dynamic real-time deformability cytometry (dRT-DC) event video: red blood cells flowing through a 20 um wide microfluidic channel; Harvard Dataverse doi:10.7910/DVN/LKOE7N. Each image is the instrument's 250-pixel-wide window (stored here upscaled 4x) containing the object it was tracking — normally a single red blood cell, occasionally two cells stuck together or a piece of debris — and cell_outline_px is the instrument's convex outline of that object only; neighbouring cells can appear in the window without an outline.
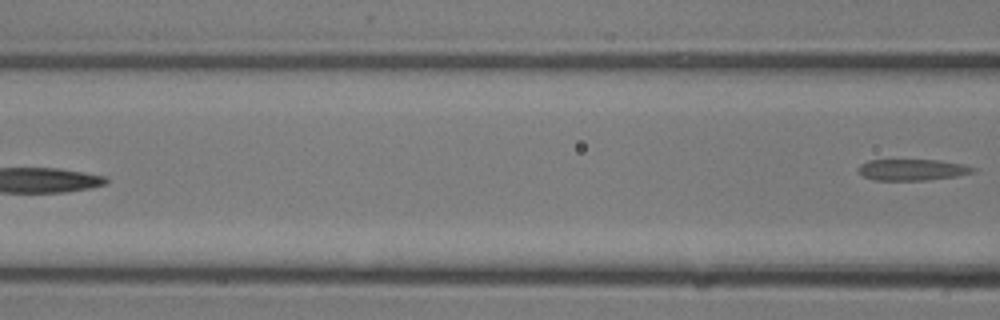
{"species": "common noctule bat (a hibernating species)", "species_latin": "Nyctalus noctula", "temperature_condition": "room temperature", "stored_images_in_passage": 10, "segment_of_instrument_passage": [2, 2], "camera_frame_rate_fps": 3000, "um_per_image_px": 0.085, "animal": {"sex": "male", "body_mass_g": 13.3}, "frame": {"image": 1, "passage_image": 10, "time_ms": 3.0, "image_size_px": [1000, 320], "cell_outline_px": [[976, 172], [956, 176], [924, 180], [872, 180], [864, 176], [856, 168], [860, 164], [868, 160], [936, 160], [960, 164], [976, 168]], "centroid_in_image_um": [77.51, 14.43], "position_along_channel_um": 89.1, "area_um2": 14.1}}